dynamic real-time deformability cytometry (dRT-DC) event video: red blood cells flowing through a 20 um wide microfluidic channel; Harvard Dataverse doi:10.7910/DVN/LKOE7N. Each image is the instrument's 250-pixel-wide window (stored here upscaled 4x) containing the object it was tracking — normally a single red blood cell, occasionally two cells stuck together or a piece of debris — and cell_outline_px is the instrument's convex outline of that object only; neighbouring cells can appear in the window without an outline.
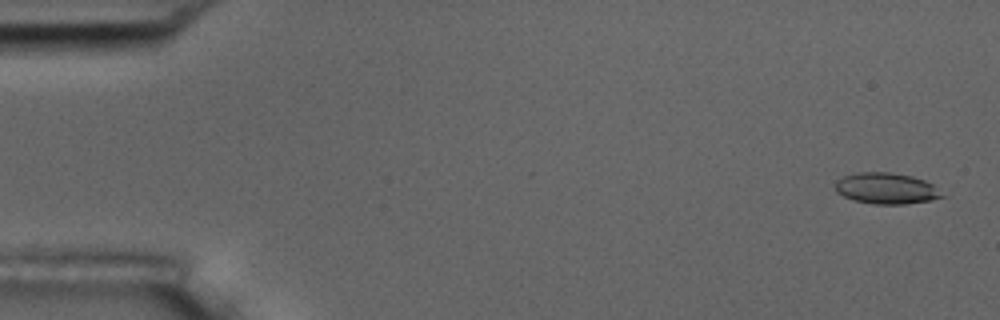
{"species": "common noctule bat (a hibernating species)", "species_latin": "Nyctalus noctula", "temperature_condition": "room temperature", "stored_images_in_passage": 5, "camera_frame_rate_fps": 3000, "um_per_image_px": 0.085, "animal": {"sex": "male", "body_mass_g": 17.5, "forearm_length_mm": 52.3}, "frame": {"image": 1, "passage_image": 1, "time_ms": 0.0, "image_size_px": [1000, 320], "cell_outline_px": [[948, 196], [928, 200], [904, 204], [872, 204], [852, 200], [836, 192], [836, 180], [844, 176], [856, 172], [888, 172], [912, 176], [924, 180], [932, 184]], "centroid_in_image_um": [75.34, 16.01], "position_along_channel_um": 9.7, "area_um2": 19.42}}